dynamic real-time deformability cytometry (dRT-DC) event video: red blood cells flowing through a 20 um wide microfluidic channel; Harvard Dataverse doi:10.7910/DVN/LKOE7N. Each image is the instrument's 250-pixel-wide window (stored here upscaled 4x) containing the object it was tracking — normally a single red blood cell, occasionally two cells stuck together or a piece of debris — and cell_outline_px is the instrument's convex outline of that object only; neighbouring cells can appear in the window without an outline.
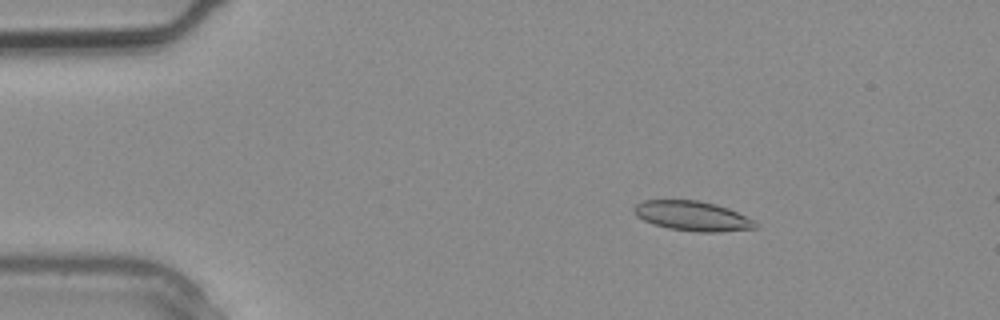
{"species": "common noctule bat (a hibernating species)", "species_latin": "Nyctalus noctula", "temperature_condition": "warm", "stored_images_in_passage": 3, "camera_frame_rate_fps": 3000, "um_per_image_px": 0.085, "animal": {"sex": "male", "body_mass_g": 20.4}, "frame": {"image": 1, "passage_image": 2, "time_ms": 0.333, "image_size_px": [1000, 320], "cell_outline_px": [[756, 228], [720, 232], [696, 232], [668, 228], [644, 220], [636, 216], [632, 208], [636, 204], [644, 200], [700, 200], [716, 204], [728, 208], [752, 220], [756, 224]], "centroid_in_image_um": [58.82, 18.35], "position_along_channel_um": 26.2, "area_um2": 20.87}}